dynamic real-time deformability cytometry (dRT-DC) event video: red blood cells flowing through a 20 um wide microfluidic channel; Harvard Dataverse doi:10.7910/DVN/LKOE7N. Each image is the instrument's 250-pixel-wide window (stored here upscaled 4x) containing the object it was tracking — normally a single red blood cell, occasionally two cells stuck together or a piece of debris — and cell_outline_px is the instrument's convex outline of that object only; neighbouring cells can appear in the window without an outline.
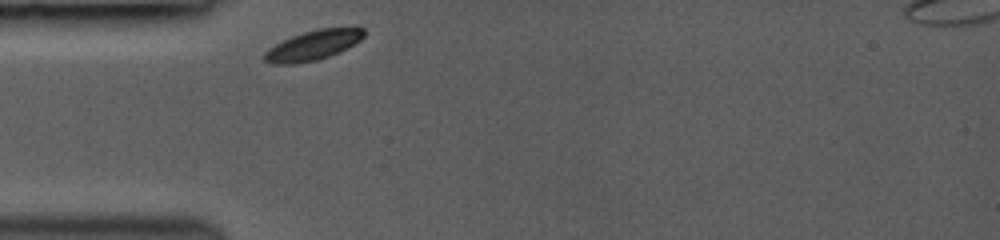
{"species": "common noctule bat (a hibernating species)", "species_latin": "Nyctalus noctula", "temperature_condition": "room temperature", "stored_images_in_passage": 10, "camera_frame_rate_fps": 3000, "um_per_image_px": 0.085, "animal": {"sex": "female", "body_mass_g": 19.0, "forearm_length_mm": 53.3}, "frame": {"image": 1, "passage_image": 1, "time_ms": 0.0, "image_size_px": [1000, 240], "cell_outline_px": [[364, 36], [360, 40], [348, 48], [340, 52], [316, 60], [296, 64], [272, 64], [264, 60], [264, 52], [268, 48], [292, 36], [304, 32], [320, 28], [356, 24], [364, 28]], "centroid_in_image_um": [26.7, 3.8], "position_along_channel_um": 58.3, "area_um2": 17.74}}
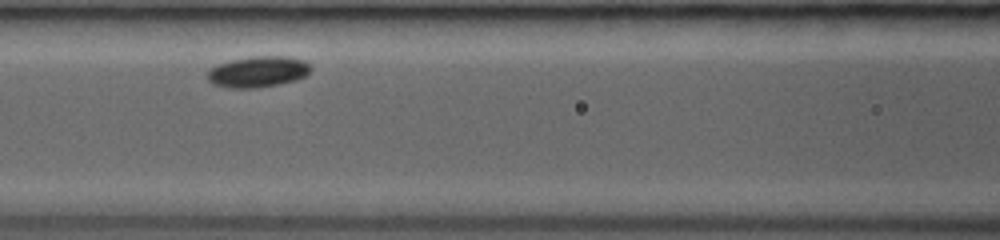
{"frame": {"image": 2, "passage_image": 7, "time_ms": 2.333, "image_size_px": [1000, 240], "cell_outline_px": [[312, 68], [304, 76], [296, 80], [280, 84], [252, 88], [228, 88], [212, 84], [208, 80], [208, 72], [216, 64], [232, 60], [252, 56], [288, 56], [304, 60]], "centroid_in_image_um": [21.92, 6.1], "position_along_channel_um": 144.7, "area_um2": 18.67}}
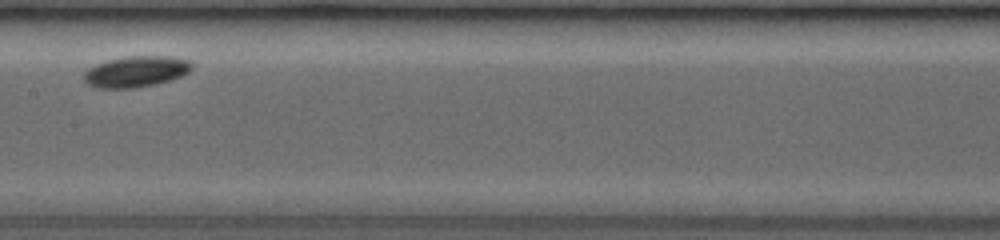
{"frame": {"image": 3, "passage_image": 9, "time_ms": 3.667, "image_size_px": [1000, 240], "cell_outline_px": [[192, 68], [188, 72], [180, 76], [156, 84], [132, 88], [96, 88], [88, 84], [84, 80], [84, 72], [88, 68], [96, 64], [108, 60], [124, 56], [168, 56], [192, 60]], "centroid_in_image_um": [11.55, 6.07], "position_along_channel_um": 195.8, "area_um2": 19.54}}